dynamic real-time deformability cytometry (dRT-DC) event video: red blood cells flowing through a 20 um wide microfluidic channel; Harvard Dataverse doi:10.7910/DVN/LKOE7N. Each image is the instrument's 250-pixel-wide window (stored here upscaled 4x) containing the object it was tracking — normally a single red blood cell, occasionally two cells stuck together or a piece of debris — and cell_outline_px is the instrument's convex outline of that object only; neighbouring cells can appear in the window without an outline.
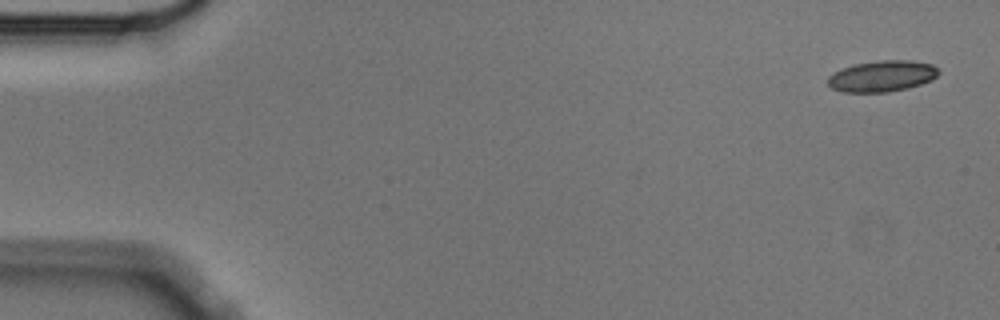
{"species": "Egyptian fruit bat (a non-hibernating species)", "species_latin": "Rousettus aegyptiacus", "temperature_condition": "cold", "stored_images_in_passage": 5, "segment_of_instrument_passage": [2, 2], "camera_frame_rate_fps": 3000, "um_per_image_px": 0.085, "animal": {"sex": "male"}, "frame": {"image": 1, "passage_image": 5, "time_ms": 1.333, "image_size_px": [1000, 320], "cell_outline_px": [[940, 72], [932, 80], [908, 88], [888, 92], [840, 92], [832, 88], [828, 84], [828, 76], [840, 68], [852, 64], [880, 60], [908, 60], [932, 64]], "centroid_in_image_um": [74.94, 6.47], "position_along_channel_um": 10.1, "area_um2": 20.23}}